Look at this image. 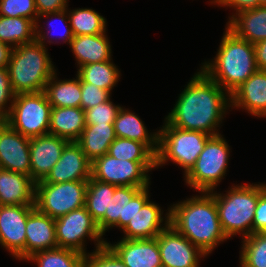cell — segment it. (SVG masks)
<instances>
[{"label": "cell", "mask_w": 266, "mask_h": 267, "mask_svg": "<svg viewBox=\"0 0 266 267\" xmlns=\"http://www.w3.org/2000/svg\"><path fill=\"white\" fill-rule=\"evenodd\" d=\"M180 92L163 121L183 130L221 134L231 112L230 95L198 67Z\"/></svg>", "instance_id": "6da1fadb"}, {"label": "cell", "mask_w": 266, "mask_h": 267, "mask_svg": "<svg viewBox=\"0 0 266 267\" xmlns=\"http://www.w3.org/2000/svg\"><path fill=\"white\" fill-rule=\"evenodd\" d=\"M106 244L127 267H159L162 265L156 238L124 239Z\"/></svg>", "instance_id": "d6986e66"}, {"label": "cell", "mask_w": 266, "mask_h": 267, "mask_svg": "<svg viewBox=\"0 0 266 267\" xmlns=\"http://www.w3.org/2000/svg\"><path fill=\"white\" fill-rule=\"evenodd\" d=\"M56 22L58 23L56 24ZM60 25L62 26V29L63 28L64 29L63 30L59 29L60 30L59 31L58 28L61 27ZM35 27H36V40L39 41L46 48L48 47V44L59 45V43L60 44L65 43L69 45L70 41L74 37L72 28L70 26L67 9L59 12H52V13H45L38 15Z\"/></svg>", "instance_id": "484cf974"}, {"label": "cell", "mask_w": 266, "mask_h": 267, "mask_svg": "<svg viewBox=\"0 0 266 267\" xmlns=\"http://www.w3.org/2000/svg\"><path fill=\"white\" fill-rule=\"evenodd\" d=\"M55 248H58L55 219L35 207L26 223L25 260L35 252Z\"/></svg>", "instance_id": "44dd1931"}, {"label": "cell", "mask_w": 266, "mask_h": 267, "mask_svg": "<svg viewBox=\"0 0 266 267\" xmlns=\"http://www.w3.org/2000/svg\"><path fill=\"white\" fill-rule=\"evenodd\" d=\"M236 36L251 44L266 39V5L233 15L225 25Z\"/></svg>", "instance_id": "d4e9b609"}, {"label": "cell", "mask_w": 266, "mask_h": 267, "mask_svg": "<svg viewBox=\"0 0 266 267\" xmlns=\"http://www.w3.org/2000/svg\"><path fill=\"white\" fill-rule=\"evenodd\" d=\"M115 138L114 124H95L86 125L76 142L85 156L93 162L108 152Z\"/></svg>", "instance_id": "83f0119b"}, {"label": "cell", "mask_w": 266, "mask_h": 267, "mask_svg": "<svg viewBox=\"0 0 266 267\" xmlns=\"http://www.w3.org/2000/svg\"><path fill=\"white\" fill-rule=\"evenodd\" d=\"M210 3L209 5H212L213 7H221L225 10L230 9L232 10V13H229V16L227 18V21L236 13L247 10V9H253L257 6H263L266 5V0H209L207 1ZM215 5V6H214Z\"/></svg>", "instance_id": "b9f144b4"}, {"label": "cell", "mask_w": 266, "mask_h": 267, "mask_svg": "<svg viewBox=\"0 0 266 267\" xmlns=\"http://www.w3.org/2000/svg\"><path fill=\"white\" fill-rule=\"evenodd\" d=\"M260 232H266V189L258 197L252 225V233Z\"/></svg>", "instance_id": "7bdbcfd3"}, {"label": "cell", "mask_w": 266, "mask_h": 267, "mask_svg": "<svg viewBox=\"0 0 266 267\" xmlns=\"http://www.w3.org/2000/svg\"><path fill=\"white\" fill-rule=\"evenodd\" d=\"M107 154L120 160L156 161V154L144 143L116 137Z\"/></svg>", "instance_id": "d590c367"}, {"label": "cell", "mask_w": 266, "mask_h": 267, "mask_svg": "<svg viewBox=\"0 0 266 267\" xmlns=\"http://www.w3.org/2000/svg\"><path fill=\"white\" fill-rule=\"evenodd\" d=\"M160 126L156 169L172 163L181 168L184 177L194 166L211 135L183 130L164 121Z\"/></svg>", "instance_id": "8992f818"}, {"label": "cell", "mask_w": 266, "mask_h": 267, "mask_svg": "<svg viewBox=\"0 0 266 267\" xmlns=\"http://www.w3.org/2000/svg\"><path fill=\"white\" fill-rule=\"evenodd\" d=\"M121 107L111 96L106 102L85 110L86 125L113 124Z\"/></svg>", "instance_id": "8d00e7d4"}, {"label": "cell", "mask_w": 266, "mask_h": 267, "mask_svg": "<svg viewBox=\"0 0 266 267\" xmlns=\"http://www.w3.org/2000/svg\"><path fill=\"white\" fill-rule=\"evenodd\" d=\"M150 185L146 188L118 186L110 197L109 214L97 223L99 231L106 236L112 229L121 231L142 206L151 198Z\"/></svg>", "instance_id": "7c38bea8"}, {"label": "cell", "mask_w": 266, "mask_h": 267, "mask_svg": "<svg viewBox=\"0 0 266 267\" xmlns=\"http://www.w3.org/2000/svg\"><path fill=\"white\" fill-rule=\"evenodd\" d=\"M0 168L23 173L31 178L30 138L0 120Z\"/></svg>", "instance_id": "9a60e30c"}, {"label": "cell", "mask_w": 266, "mask_h": 267, "mask_svg": "<svg viewBox=\"0 0 266 267\" xmlns=\"http://www.w3.org/2000/svg\"><path fill=\"white\" fill-rule=\"evenodd\" d=\"M12 48L0 41V67H7Z\"/></svg>", "instance_id": "bcb514c9"}, {"label": "cell", "mask_w": 266, "mask_h": 267, "mask_svg": "<svg viewBox=\"0 0 266 267\" xmlns=\"http://www.w3.org/2000/svg\"><path fill=\"white\" fill-rule=\"evenodd\" d=\"M35 184L26 174L0 168V205H35Z\"/></svg>", "instance_id": "603a6c76"}, {"label": "cell", "mask_w": 266, "mask_h": 267, "mask_svg": "<svg viewBox=\"0 0 266 267\" xmlns=\"http://www.w3.org/2000/svg\"><path fill=\"white\" fill-rule=\"evenodd\" d=\"M52 59L48 48L37 40L12 48L7 69L13 92H43L58 70Z\"/></svg>", "instance_id": "5b68a950"}, {"label": "cell", "mask_w": 266, "mask_h": 267, "mask_svg": "<svg viewBox=\"0 0 266 267\" xmlns=\"http://www.w3.org/2000/svg\"><path fill=\"white\" fill-rule=\"evenodd\" d=\"M126 106H122L114 120L116 137L146 144L155 154L158 152L159 129L148 130L145 122Z\"/></svg>", "instance_id": "cb8c5ba5"}, {"label": "cell", "mask_w": 266, "mask_h": 267, "mask_svg": "<svg viewBox=\"0 0 266 267\" xmlns=\"http://www.w3.org/2000/svg\"><path fill=\"white\" fill-rule=\"evenodd\" d=\"M265 189V182L237 184L236 181L223 192L210 191L215 198L222 230L229 240L237 235L241 240L252 234L258 197Z\"/></svg>", "instance_id": "277c9868"}, {"label": "cell", "mask_w": 266, "mask_h": 267, "mask_svg": "<svg viewBox=\"0 0 266 267\" xmlns=\"http://www.w3.org/2000/svg\"><path fill=\"white\" fill-rule=\"evenodd\" d=\"M224 135L211 136L194 166L183 177L184 185L193 192H210L220 187V183L228 174L232 156V146Z\"/></svg>", "instance_id": "52a82bcc"}, {"label": "cell", "mask_w": 266, "mask_h": 267, "mask_svg": "<svg viewBox=\"0 0 266 267\" xmlns=\"http://www.w3.org/2000/svg\"><path fill=\"white\" fill-rule=\"evenodd\" d=\"M35 22L24 17L0 16V41L15 48L36 40Z\"/></svg>", "instance_id": "4dcf8cb0"}, {"label": "cell", "mask_w": 266, "mask_h": 267, "mask_svg": "<svg viewBox=\"0 0 266 267\" xmlns=\"http://www.w3.org/2000/svg\"><path fill=\"white\" fill-rule=\"evenodd\" d=\"M198 193L170 204V225L209 257L229 239L222 230L214 196Z\"/></svg>", "instance_id": "7a4b0ae2"}, {"label": "cell", "mask_w": 266, "mask_h": 267, "mask_svg": "<svg viewBox=\"0 0 266 267\" xmlns=\"http://www.w3.org/2000/svg\"><path fill=\"white\" fill-rule=\"evenodd\" d=\"M112 95L90 83H81V104L80 108L84 111L106 102Z\"/></svg>", "instance_id": "ab89813d"}, {"label": "cell", "mask_w": 266, "mask_h": 267, "mask_svg": "<svg viewBox=\"0 0 266 267\" xmlns=\"http://www.w3.org/2000/svg\"><path fill=\"white\" fill-rule=\"evenodd\" d=\"M107 32L97 35L74 36L69 48L76 68L96 62L113 60L112 45Z\"/></svg>", "instance_id": "7402d4cb"}, {"label": "cell", "mask_w": 266, "mask_h": 267, "mask_svg": "<svg viewBox=\"0 0 266 267\" xmlns=\"http://www.w3.org/2000/svg\"><path fill=\"white\" fill-rule=\"evenodd\" d=\"M230 98L231 111L240 109L257 119L266 118V71L257 69Z\"/></svg>", "instance_id": "ac0fdd59"}, {"label": "cell", "mask_w": 266, "mask_h": 267, "mask_svg": "<svg viewBox=\"0 0 266 267\" xmlns=\"http://www.w3.org/2000/svg\"><path fill=\"white\" fill-rule=\"evenodd\" d=\"M239 267H266V232L241 239Z\"/></svg>", "instance_id": "e575fe53"}, {"label": "cell", "mask_w": 266, "mask_h": 267, "mask_svg": "<svg viewBox=\"0 0 266 267\" xmlns=\"http://www.w3.org/2000/svg\"><path fill=\"white\" fill-rule=\"evenodd\" d=\"M52 106L46 93L15 94L10 113L3 119L23 136L32 138L49 133Z\"/></svg>", "instance_id": "ba28073f"}, {"label": "cell", "mask_w": 266, "mask_h": 267, "mask_svg": "<svg viewBox=\"0 0 266 267\" xmlns=\"http://www.w3.org/2000/svg\"><path fill=\"white\" fill-rule=\"evenodd\" d=\"M55 232L58 248L72 249L84 255L89 253V241L94 244L93 250L106 245L108 241L85 206L55 219Z\"/></svg>", "instance_id": "9c48e42d"}, {"label": "cell", "mask_w": 266, "mask_h": 267, "mask_svg": "<svg viewBox=\"0 0 266 267\" xmlns=\"http://www.w3.org/2000/svg\"><path fill=\"white\" fill-rule=\"evenodd\" d=\"M83 267H127L119 256L106 244L89 251L84 256Z\"/></svg>", "instance_id": "f35d334b"}, {"label": "cell", "mask_w": 266, "mask_h": 267, "mask_svg": "<svg viewBox=\"0 0 266 267\" xmlns=\"http://www.w3.org/2000/svg\"><path fill=\"white\" fill-rule=\"evenodd\" d=\"M155 200L149 199L120 231L124 239L156 238L170 225V205L161 207ZM165 211V213H164Z\"/></svg>", "instance_id": "2e32d148"}, {"label": "cell", "mask_w": 266, "mask_h": 267, "mask_svg": "<svg viewBox=\"0 0 266 267\" xmlns=\"http://www.w3.org/2000/svg\"><path fill=\"white\" fill-rule=\"evenodd\" d=\"M155 170L156 161L120 160L106 153L92 162L91 177L117 187L133 186L143 189L151 185L150 174Z\"/></svg>", "instance_id": "30bf717a"}, {"label": "cell", "mask_w": 266, "mask_h": 267, "mask_svg": "<svg viewBox=\"0 0 266 267\" xmlns=\"http://www.w3.org/2000/svg\"><path fill=\"white\" fill-rule=\"evenodd\" d=\"M224 27L216 55L212 59H204L199 67L231 95L257 70V66L254 44Z\"/></svg>", "instance_id": "3957f363"}, {"label": "cell", "mask_w": 266, "mask_h": 267, "mask_svg": "<svg viewBox=\"0 0 266 267\" xmlns=\"http://www.w3.org/2000/svg\"><path fill=\"white\" fill-rule=\"evenodd\" d=\"M58 70L52 75L46 84L44 92L52 107H80L81 104V80L75 74V78H59Z\"/></svg>", "instance_id": "f1b7e54d"}, {"label": "cell", "mask_w": 266, "mask_h": 267, "mask_svg": "<svg viewBox=\"0 0 266 267\" xmlns=\"http://www.w3.org/2000/svg\"><path fill=\"white\" fill-rule=\"evenodd\" d=\"M257 69L266 71V39L254 44Z\"/></svg>", "instance_id": "f6af8a7d"}, {"label": "cell", "mask_w": 266, "mask_h": 267, "mask_svg": "<svg viewBox=\"0 0 266 267\" xmlns=\"http://www.w3.org/2000/svg\"><path fill=\"white\" fill-rule=\"evenodd\" d=\"M38 15L65 10L69 0H35Z\"/></svg>", "instance_id": "ee69618b"}, {"label": "cell", "mask_w": 266, "mask_h": 267, "mask_svg": "<svg viewBox=\"0 0 266 267\" xmlns=\"http://www.w3.org/2000/svg\"><path fill=\"white\" fill-rule=\"evenodd\" d=\"M66 9L74 36L97 35L108 32L107 19L92 7L71 9L68 6Z\"/></svg>", "instance_id": "1f68e13d"}, {"label": "cell", "mask_w": 266, "mask_h": 267, "mask_svg": "<svg viewBox=\"0 0 266 267\" xmlns=\"http://www.w3.org/2000/svg\"><path fill=\"white\" fill-rule=\"evenodd\" d=\"M0 16L24 17L36 23L38 13L35 0H0Z\"/></svg>", "instance_id": "74e56055"}, {"label": "cell", "mask_w": 266, "mask_h": 267, "mask_svg": "<svg viewBox=\"0 0 266 267\" xmlns=\"http://www.w3.org/2000/svg\"><path fill=\"white\" fill-rule=\"evenodd\" d=\"M81 83H90L107 90L111 95L120 82L122 71L113 60L83 65L76 69Z\"/></svg>", "instance_id": "f546056e"}, {"label": "cell", "mask_w": 266, "mask_h": 267, "mask_svg": "<svg viewBox=\"0 0 266 267\" xmlns=\"http://www.w3.org/2000/svg\"><path fill=\"white\" fill-rule=\"evenodd\" d=\"M92 162L85 156L76 141H69L58 162L47 176L36 183H62L69 181H88L91 177Z\"/></svg>", "instance_id": "e0dca14e"}, {"label": "cell", "mask_w": 266, "mask_h": 267, "mask_svg": "<svg viewBox=\"0 0 266 267\" xmlns=\"http://www.w3.org/2000/svg\"><path fill=\"white\" fill-rule=\"evenodd\" d=\"M35 205H0V247L19 262L25 261L26 223Z\"/></svg>", "instance_id": "4fadbf2b"}, {"label": "cell", "mask_w": 266, "mask_h": 267, "mask_svg": "<svg viewBox=\"0 0 266 267\" xmlns=\"http://www.w3.org/2000/svg\"><path fill=\"white\" fill-rule=\"evenodd\" d=\"M116 187L92 177L88 180L85 208L96 223L104 217V214H109L110 197H113Z\"/></svg>", "instance_id": "d6a6232c"}, {"label": "cell", "mask_w": 266, "mask_h": 267, "mask_svg": "<svg viewBox=\"0 0 266 267\" xmlns=\"http://www.w3.org/2000/svg\"><path fill=\"white\" fill-rule=\"evenodd\" d=\"M85 126V111L82 108L52 107L48 134L77 141Z\"/></svg>", "instance_id": "4316f807"}, {"label": "cell", "mask_w": 266, "mask_h": 267, "mask_svg": "<svg viewBox=\"0 0 266 267\" xmlns=\"http://www.w3.org/2000/svg\"><path fill=\"white\" fill-rule=\"evenodd\" d=\"M84 254L68 249L55 248L33 253L24 262L36 267H83Z\"/></svg>", "instance_id": "836d02e7"}, {"label": "cell", "mask_w": 266, "mask_h": 267, "mask_svg": "<svg viewBox=\"0 0 266 267\" xmlns=\"http://www.w3.org/2000/svg\"><path fill=\"white\" fill-rule=\"evenodd\" d=\"M161 263L166 267H200L205 255L197 246L178 233L171 225L157 237Z\"/></svg>", "instance_id": "5bb4252c"}, {"label": "cell", "mask_w": 266, "mask_h": 267, "mask_svg": "<svg viewBox=\"0 0 266 267\" xmlns=\"http://www.w3.org/2000/svg\"><path fill=\"white\" fill-rule=\"evenodd\" d=\"M69 141L55 135L30 138L31 179L36 183L43 180L61 157Z\"/></svg>", "instance_id": "ffe728a7"}, {"label": "cell", "mask_w": 266, "mask_h": 267, "mask_svg": "<svg viewBox=\"0 0 266 267\" xmlns=\"http://www.w3.org/2000/svg\"><path fill=\"white\" fill-rule=\"evenodd\" d=\"M88 181L62 183H36L35 207L42 213L57 219L85 206Z\"/></svg>", "instance_id": "8fae6325"}, {"label": "cell", "mask_w": 266, "mask_h": 267, "mask_svg": "<svg viewBox=\"0 0 266 267\" xmlns=\"http://www.w3.org/2000/svg\"><path fill=\"white\" fill-rule=\"evenodd\" d=\"M15 93L12 90L7 67H0V120L11 110Z\"/></svg>", "instance_id": "60d3db41"}]
</instances>
